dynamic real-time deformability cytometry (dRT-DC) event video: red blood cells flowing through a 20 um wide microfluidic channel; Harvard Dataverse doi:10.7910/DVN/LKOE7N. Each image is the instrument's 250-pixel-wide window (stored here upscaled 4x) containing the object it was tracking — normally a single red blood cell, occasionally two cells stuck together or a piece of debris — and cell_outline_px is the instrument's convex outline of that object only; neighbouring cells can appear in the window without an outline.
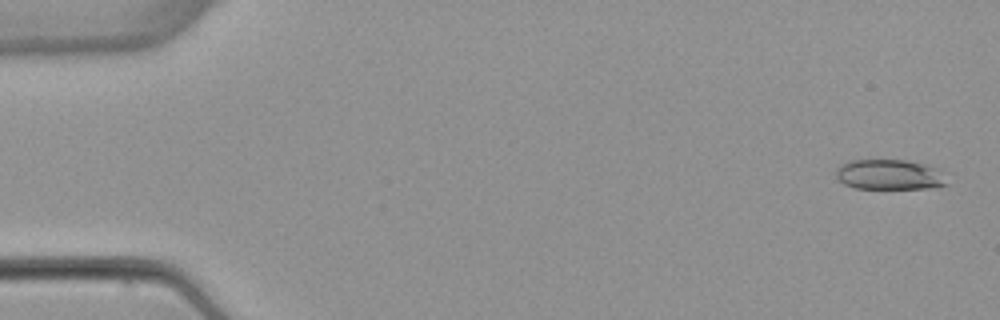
{"species": "common noctule bat (a hibernating species)", "species_latin": "Nyctalus noctula", "temperature_condition": "warm", "stored_images_in_passage": 4, "camera_frame_rate_fps": 3000, "um_per_image_px": 0.085, "animal": {"sex": "female", "body_mass_g": 22.7, "forearm_length_mm": 54.2}, "frame": {"image": 1, "passage_image": 1, "time_ms": 0.0, "image_size_px": [1000, 320], "cell_outline_px": [[948, 184], [932, 188], [856, 188], [844, 184], [836, 176], [836, 168], [840, 164], [852, 160], [908, 160], [924, 164], [932, 168]], "centroid_in_image_um": [75.5, 14.84], "position_along_channel_um": 9.5, "area_um2": 19.02}}
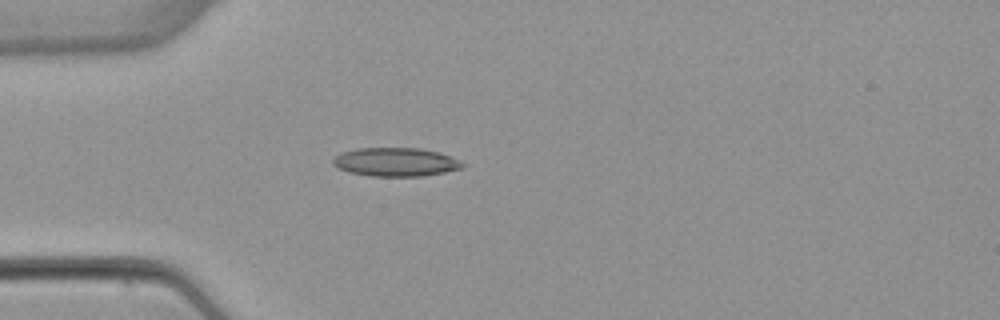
{"frame": {"image": 2, "passage_image": 4, "time_ms": 4.333, "image_size_px": [1000, 320], "cell_outline_px": [[464, 168], [424, 176], [372, 176], [348, 172], [332, 164], [332, 160], [340, 152], [356, 148], [420, 148], [440, 152], [460, 160], [464, 164]], "centroid_in_image_um": [33.64, 13.76], "position_along_channel_um": 51.4, "area_um2": 21.73}}